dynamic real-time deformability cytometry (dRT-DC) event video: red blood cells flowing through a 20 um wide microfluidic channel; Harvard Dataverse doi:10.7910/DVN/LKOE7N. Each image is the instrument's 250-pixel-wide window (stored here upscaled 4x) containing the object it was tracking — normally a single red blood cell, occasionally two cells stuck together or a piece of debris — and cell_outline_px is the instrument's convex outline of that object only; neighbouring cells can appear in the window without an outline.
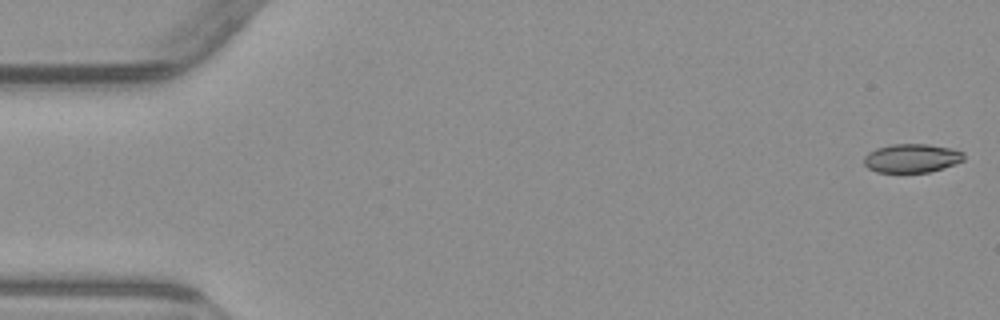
{"species": "common noctule bat (a hibernating species)", "species_latin": "Nyctalus noctula", "temperature_condition": "warm", "stored_images_in_passage": 6, "camera_frame_rate_fps": 3000, "um_per_image_px": 0.085, "animal": {"sex": "male", "body_mass_g": 23.1, "forearm_length_mm": 52.7}, "frame": {"image": 1, "passage_image": 1, "time_ms": 0.0, "image_size_px": [1000, 320], "cell_outline_px": [[964, 160], [956, 164], [944, 168], [928, 172], [876, 172], [868, 168], [864, 164], [864, 156], [868, 152], [876, 148], [892, 144], [928, 144], [952, 148], [964, 152]], "centroid_in_image_um": [77.51, 13.44], "position_along_channel_um": 7.5, "area_um2": 16.88}}
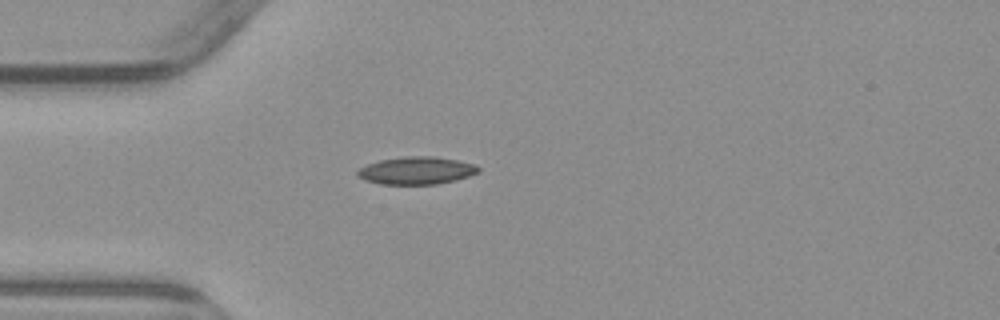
{"frame": {"image": 2, "passage_image": 5, "time_ms": 4.667, "image_size_px": [1000, 320], "cell_outline_px": [[480, 172], [456, 180], [436, 184], [380, 184], [364, 180], [356, 176], [356, 172], [360, 168], [368, 164], [380, 160], [404, 156], [432, 156], [456, 160], [472, 164], [480, 168]], "centroid_in_image_um": [35.37, 14.5], "position_along_channel_um": 49.6, "area_um2": 19.36}}